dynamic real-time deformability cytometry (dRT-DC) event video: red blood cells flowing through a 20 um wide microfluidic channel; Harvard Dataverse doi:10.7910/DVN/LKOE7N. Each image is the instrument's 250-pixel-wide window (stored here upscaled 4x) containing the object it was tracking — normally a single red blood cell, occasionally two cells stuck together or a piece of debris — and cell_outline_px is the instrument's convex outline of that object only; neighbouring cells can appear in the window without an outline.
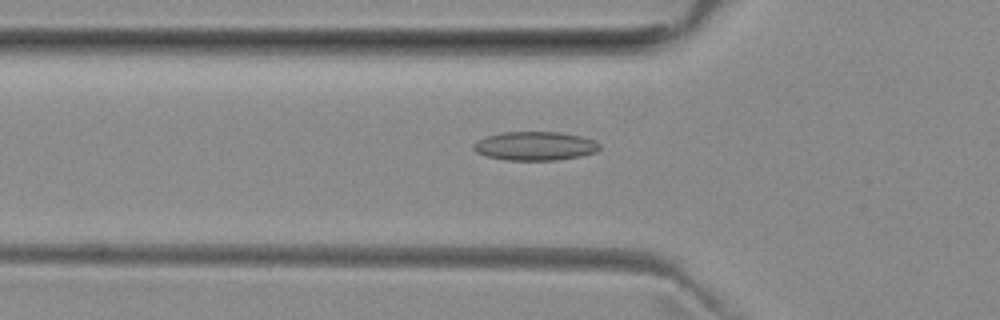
{"species": "common noctule bat (a hibernating species)", "species_latin": "Nyctalus noctula", "temperature_condition": "room temperature", "stored_images_in_passage": 51, "camera_frame_rate_fps": 3000, "um_per_image_px": 0.085, "animal": {"sex": "female", "body_mass_g": 29.2, "forearm_length_mm": 56.3}, "frame": {"image": 1, "passage_image": 17, "time_ms": 5.333, "image_size_px": [1000, 320], "cell_outline_px": [[600, 148], [596, 152], [580, 156], [556, 160], [504, 160], [484, 156], [476, 152], [472, 148], [472, 144], [476, 140], [500, 132], [560, 132], [580, 136], [596, 140], [600, 144]], "centroid_in_image_um": [45.45, 12.41], "position_along_channel_um": 80.4, "area_um2": 21.39}}
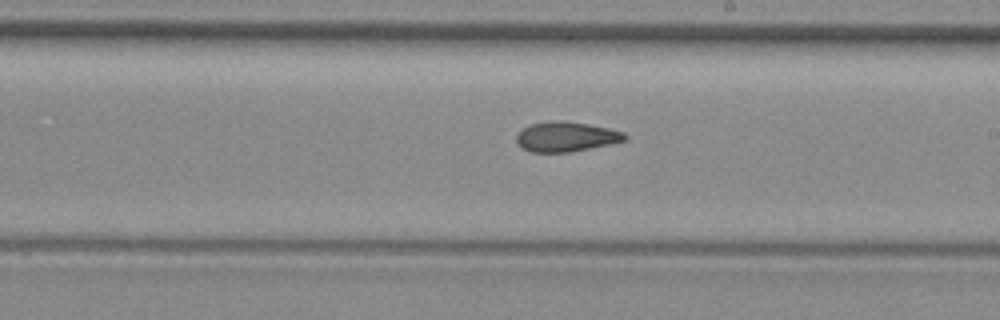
{"frame": {"image": 2, "passage_image": 29, "time_ms": 9.333, "image_size_px": [1000, 320], "cell_outline_px": [[628, 136], [624, 140], [608, 144], [568, 152], [532, 152], [524, 148], [516, 140], [516, 136], [524, 128], [532, 124], [560, 120], [564, 120], [588, 124], [608, 128], [624, 132]], "centroid_in_image_um": [48.13, 11.61], "position_along_channel_um": 240.9, "area_um2": 18.38}}
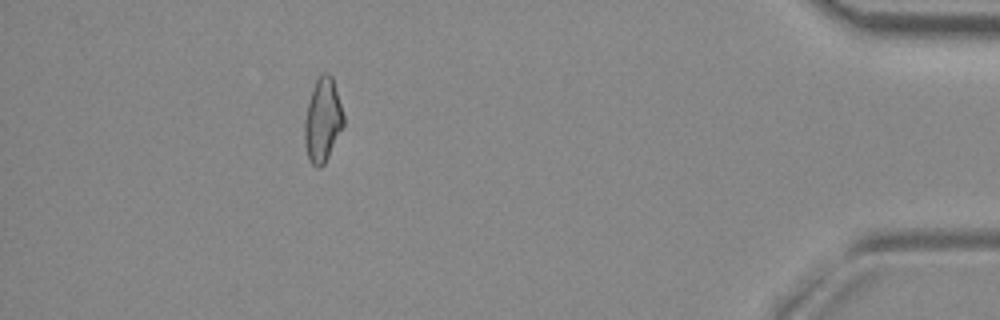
{"frame": {"image": 3, "passage_image": 46, "time_ms": 15.0, "image_size_px": [1000, 320], "cell_outline_px": [[344, 124], [324, 164], [320, 168], [316, 168], [308, 160], [304, 144], [304, 120], [308, 104], [316, 80], [324, 72], [328, 72], [332, 76], [344, 116]], "centroid_in_image_um": [27.41, 10.25], "position_along_channel_um": 407.8, "area_um2": 18.84}, "authors_computed_cell_mechanics": {"area_um2": 19.2474, "velocity_mm_per_s": 3.9987, "shape_relaxation_time_tau1_ms": null, "shape_relaxation_time_tau2_ms": 4.3871, "deformation_change_tau1": null, "deformation_change_tau2": 0.1159}}